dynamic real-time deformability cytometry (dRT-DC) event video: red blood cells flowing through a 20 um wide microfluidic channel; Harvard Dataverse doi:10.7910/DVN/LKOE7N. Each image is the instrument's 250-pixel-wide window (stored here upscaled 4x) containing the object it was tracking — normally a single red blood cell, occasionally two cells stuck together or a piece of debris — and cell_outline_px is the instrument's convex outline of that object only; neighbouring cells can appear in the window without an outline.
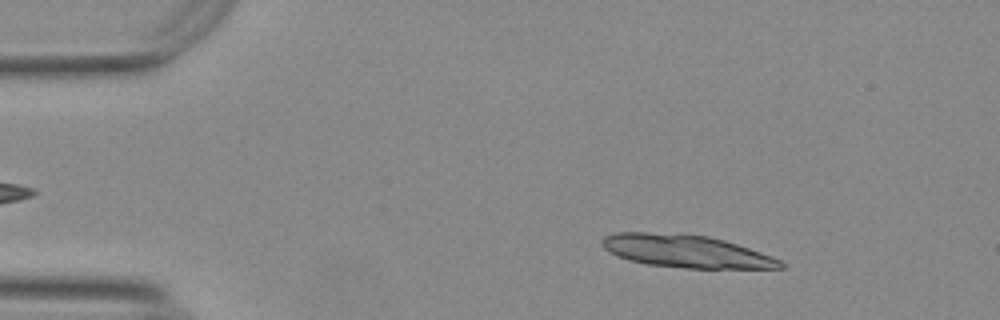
{"species": "Egyptian fruit bat (a non-hibernating species)", "species_latin": "Rousettus aegyptiacus", "temperature_condition": "warm", "stored_images_in_passage": 31, "segment_of_instrument_passage": [1, 2], "camera_frame_rate_fps": 3000, "um_per_image_px": 0.085, "animal": {"sex": "female"}, "frame": {"image": 1, "passage_image": 7, "time_ms": 2.0, "image_size_px": [1000, 320], "cell_outline_px": [[784, 268], [688, 268], [648, 264], [628, 260], [604, 248], [600, 244], [600, 240], [604, 236], [616, 232], [648, 232], [708, 236], [724, 240], [760, 252], [780, 260], [784, 264]], "centroid_in_image_um": [58.28, 21.35], "position_along_channel_um": 26.7, "area_um2": 33.47}}